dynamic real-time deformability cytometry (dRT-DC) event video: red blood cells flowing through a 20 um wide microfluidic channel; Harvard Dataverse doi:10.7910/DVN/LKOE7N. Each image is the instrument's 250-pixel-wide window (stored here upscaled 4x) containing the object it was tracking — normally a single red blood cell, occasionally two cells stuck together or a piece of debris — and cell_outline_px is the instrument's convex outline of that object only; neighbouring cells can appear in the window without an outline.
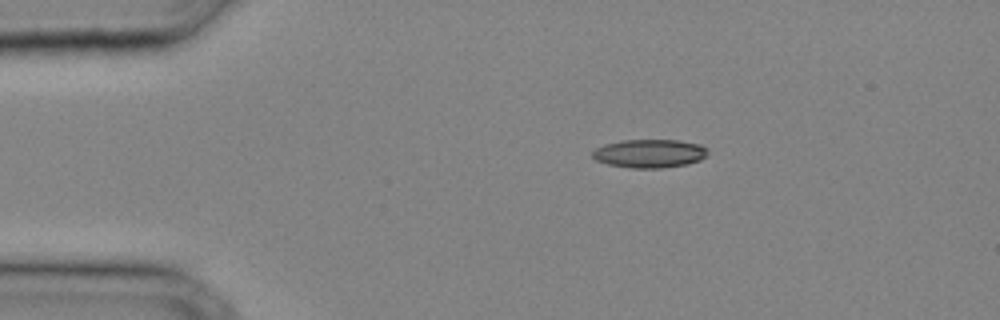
{"species": "common noctule bat (a hibernating species)", "species_latin": "Nyctalus noctula", "temperature_condition": "cold", "stored_images_in_passage": 29, "camera_frame_rate_fps": 3000, "um_per_image_px": 0.085, "animal": {"sex": "male", "body_mass_g": 20.4}, "frame": {"image": 1, "passage_image": 1, "time_ms": 0.0, "image_size_px": [1000, 320], "cell_outline_px": [[708, 152], [700, 160], [684, 164], [660, 168], [632, 168], [608, 164], [596, 160], [592, 156], [592, 152], [596, 148], [604, 144], [624, 140], [676, 140], [700, 144], [708, 148]], "centroid_in_image_um": [55.2, 13.04], "position_along_channel_um": 29.8, "area_um2": 18.96}}
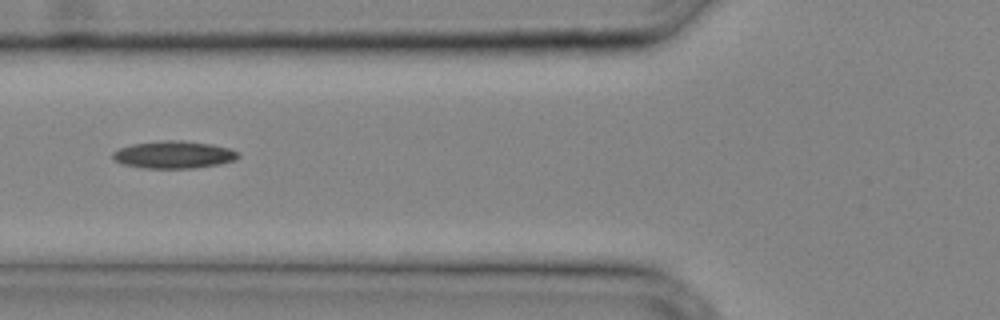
{"frame": {"image": 2, "passage_image": 8, "time_ms": 2.333, "image_size_px": [1000, 320], "cell_outline_px": [[240, 156], [236, 160], [220, 164], [196, 168], [144, 168], [124, 164], [116, 160], [112, 156], [112, 152], [120, 148], [132, 144], [164, 140], [180, 140], [212, 144], [228, 148], [240, 152]], "centroid_in_image_um": [14.82, 13.15], "position_along_channel_um": 111.0, "area_um2": 20.06}}
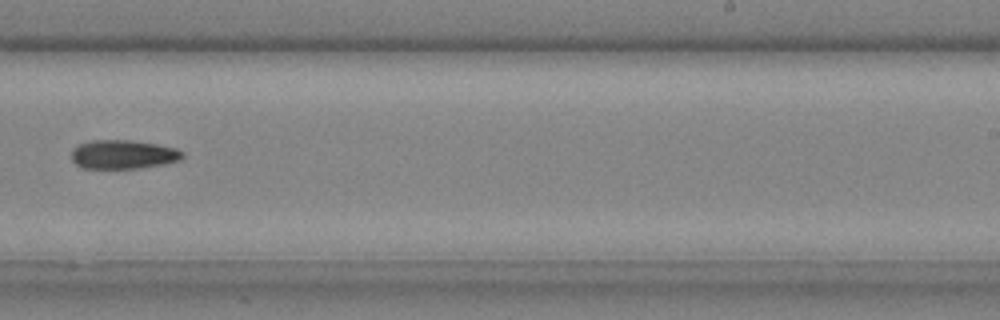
{"frame": {"image": 3, "passage_image": 17, "time_ms": 5.333, "image_size_px": [1000, 320], "cell_outline_px": [[184, 156], [180, 160], [164, 164], [140, 168], [84, 168], [76, 164], [72, 160], [72, 148], [80, 144], [92, 140], [132, 140], [156, 144], [176, 148], [184, 152]], "centroid_in_image_um": [10.49, 13.12], "position_along_channel_um": 278.5, "area_um2": 18.73}}